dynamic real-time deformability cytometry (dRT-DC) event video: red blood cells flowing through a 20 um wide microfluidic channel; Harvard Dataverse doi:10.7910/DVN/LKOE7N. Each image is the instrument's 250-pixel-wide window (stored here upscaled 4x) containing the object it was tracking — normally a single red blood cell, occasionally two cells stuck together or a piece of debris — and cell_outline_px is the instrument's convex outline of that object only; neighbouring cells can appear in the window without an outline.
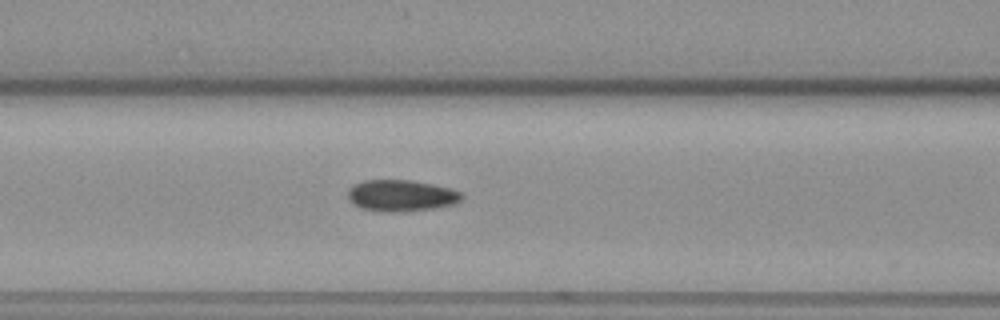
{"species": "common noctule bat (a hibernating species)", "species_latin": "Nyctalus noctula", "temperature_condition": "warm", "stored_images_in_passage": 22, "camera_frame_rate_fps": 3000, "um_per_image_px": 0.085, "animal": {"sex": "female", "body_mass_g": 19.3, "forearm_length_mm": 54.1}, "frame": {"image": 1, "passage_image": 18, "time_ms": 5.667, "image_size_px": [1000, 320], "cell_outline_px": [[464, 200], [460, 204], [444, 208], [400, 212], [380, 212], [360, 208], [352, 204], [348, 200], [344, 192], [352, 184], [360, 180], [416, 180], [456, 188], [464, 192]], "centroid_in_image_um": [34.18, 16.63], "position_along_channel_um": 132.4, "area_um2": 22.43}}